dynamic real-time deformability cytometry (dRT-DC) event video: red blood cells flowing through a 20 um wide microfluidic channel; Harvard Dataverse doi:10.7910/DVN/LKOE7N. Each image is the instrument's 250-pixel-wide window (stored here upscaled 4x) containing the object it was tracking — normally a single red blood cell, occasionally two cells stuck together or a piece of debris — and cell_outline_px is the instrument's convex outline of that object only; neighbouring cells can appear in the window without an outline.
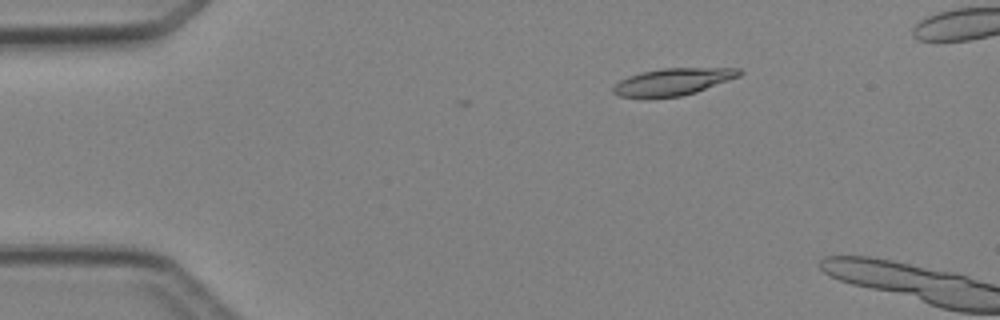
{"species": "Egyptian fruit bat (a non-hibernating species)", "species_latin": "Rousettus aegyptiacus", "temperature_condition": "cold", "stored_images_in_passage": 4, "camera_frame_rate_fps": 3000, "um_per_image_px": 0.085, "animal": {"sex": "female"}, "frame": {"image": 1, "passage_image": 3, "time_ms": 2.333, "image_size_px": [1000, 320], "cell_outline_px": [[744, 72], [740, 76], [696, 92], [680, 96], [648, 100], [620, 96], [612, 92], [612, 88], [620, 80], [628, 76], [640, 72], [664, 68], [740, 68]], "centroid_in_image_um": [57.16, 6.98], "position_along_channel_um": 27.8, "area_um2": 20.35}}